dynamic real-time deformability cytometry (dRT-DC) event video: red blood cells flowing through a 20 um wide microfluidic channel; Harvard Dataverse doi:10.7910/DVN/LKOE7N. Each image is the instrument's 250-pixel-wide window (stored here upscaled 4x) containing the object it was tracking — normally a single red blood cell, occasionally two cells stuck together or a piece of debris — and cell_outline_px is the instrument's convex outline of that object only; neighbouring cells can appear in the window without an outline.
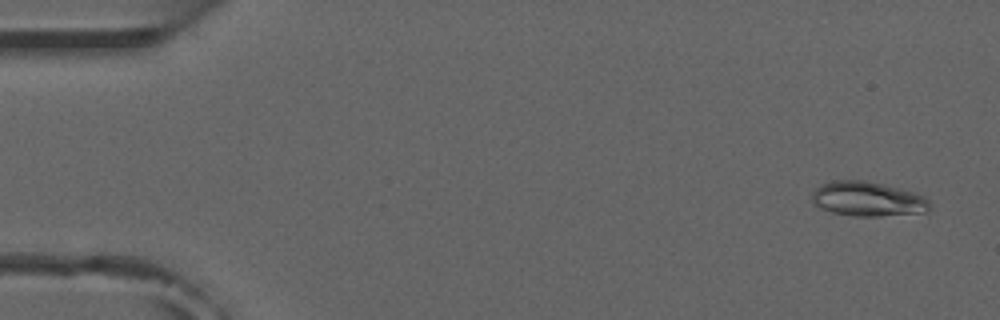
{"species": "common noctule bat (a hibernating species)", "species_latin": "Nyctalus noctula", "temperature_condition": "room temperature", "stored_images_in_passage": 8, "camera_frame_rate_fps": 3000, "um_per_image_px": 0.085, "animal": {"sex": "male", "forearm_length_mm": 52.5}, "frame": {"image": 1, "passage_image": 1, "time_ms": 0.0, "image_size_px": [1000, 320], "cell_outline_px": [[932, 208], [928, 212], [880, 216], [852, 216], [832, 212], [820, 208], [812, 204], [812, 192], [820, 184], [832, 180], [864, 180], [884, 184], [912, 192], [924, 196], [928, 200]], "centroid_in_image_um": [73.73, 16.92], "position_along_channel_um": 11.3, "area_um2": 23.99}}
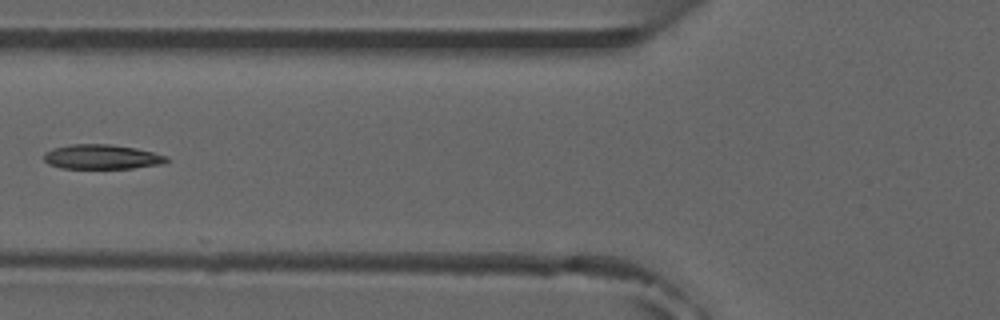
{"frame": {"image": 2, "passage_image": 6, "time_ms": 6.0, "image_size_px": [1000, 320], "cell_outline_px": [[172, 160], [164, 164], [132, 168], [60, 168], [48, 164], [44, 160], [44, 152], [52, 148], [72, 144], [108, 144], [136, 148], [168, 156]], "centroid_in_image_um": [8.68, 13.33], "position_along_channel_um": 117.1, "area_um2": 17.74}}
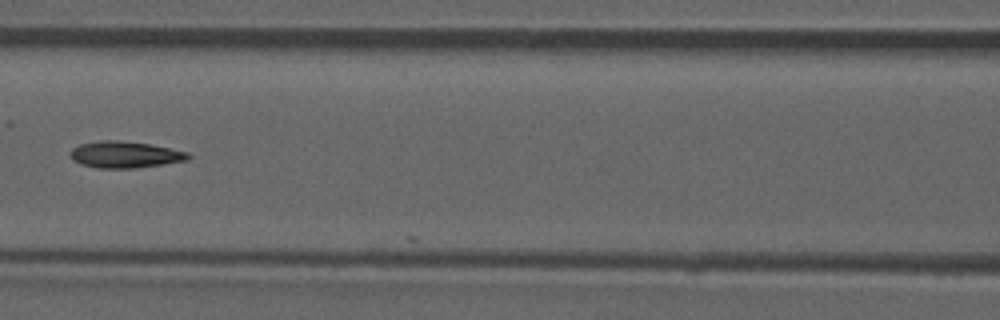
{"frame": {"image": 3, "passage_image": 7, "time_ms": 7.0, "image_size_px": [1000, 320], "cell_outline_px": [[192, 156], [188, 160], [136, 168], [96, 168], [80, 164], [72, 160], [68, 156], [68, 152], [72, 148], [80, 144], [100, 140], [116, 140], [152, 144], [188, 152]], "centroid_in_image_um": [10.58, 13.14], "position_along_channel_um": 156.0, "area_um2": 18.5}}